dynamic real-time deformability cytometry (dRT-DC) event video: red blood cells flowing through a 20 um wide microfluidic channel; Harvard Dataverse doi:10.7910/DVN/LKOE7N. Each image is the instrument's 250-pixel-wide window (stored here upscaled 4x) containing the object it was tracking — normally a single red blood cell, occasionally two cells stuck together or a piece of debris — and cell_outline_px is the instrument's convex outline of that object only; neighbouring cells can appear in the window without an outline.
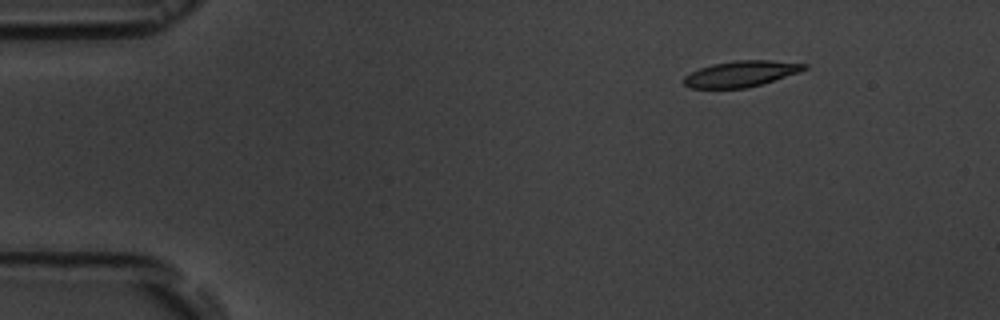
{"species": "common noctule bat (a hibernating species)", "species_latin": "Nyctalus noctula", "temperature_condition": "room temperature", "stored_images_in_passage": 16, "camera_frame_rate_fps": 3000, "um_per_image_px": 0.085, "animal": {"sex": "male", "body_mass_g": 19.5, "forearm_length_mm": 54.6}, "frame": {"image": 1, "passage_image": 2, "time_ms": 1.333, "image_size_px": [1000, 320], "cell_outline_px": [[808, 68], [800, 72], [748, 88], [688, 88], [684, 84], [684, 76], [700, 68], [712, 64], [736, 60], [772, 60], [808, 64]], "centroid_in_image_um": [63.0, 6.27], "position_along_channel_um": 22.0, "area_um2": 18.21}}
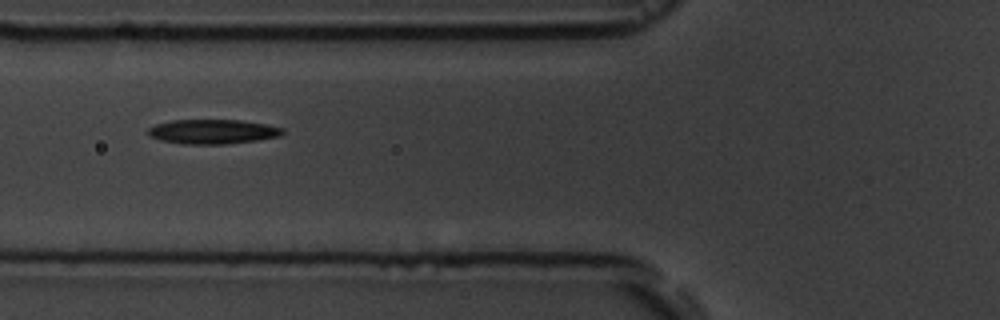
{"frame": {"image": 2, "passage_image": 6, "time_ms": 6.0, "image_size_px": [1000, 320], "cell_outline_px": [[284, 132], [280, 136], [256, 140], [228, 144], [180, 144], [160, 140], [148, 136], [148, 128], [156, 124], [172, 120], [240, 120], [264, 124], [284, 128]], "centroid_in_image_um": [18.05, 11.19], "position_along_channel_um": 107.8, "area_um2": 19.25}}
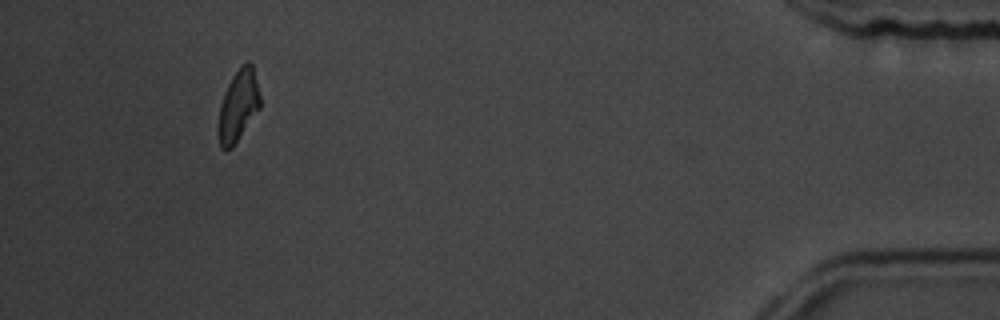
{"frame": {"image": 3, "passage_image": 15, "time_ms": 16.333, "image_size_px": [1000, 320], "cell_outline_px": [[260, 108], [232, 148], [220, 148], [216, 132], [216, 128], [220, 104], [224, 92], [232, 76], [240, 64], [248, 60], [252, 64], [260, 96]], "centroid_in_image_um": [20.21, 8.98], "position_along_channel_um": 415.0, "area_um2": 17.69}, "authors_computed_cell_mechanics": {"area_um2": 18.5249, "velocity_mm_per_s": 3.618, "shape_relaxation_time_tau1_ms": 4.9026, "shape_relaxation_time_tau2_ms": null, "deformation_change_tau1": 0.1263, "deformation_change_tau2": null}}